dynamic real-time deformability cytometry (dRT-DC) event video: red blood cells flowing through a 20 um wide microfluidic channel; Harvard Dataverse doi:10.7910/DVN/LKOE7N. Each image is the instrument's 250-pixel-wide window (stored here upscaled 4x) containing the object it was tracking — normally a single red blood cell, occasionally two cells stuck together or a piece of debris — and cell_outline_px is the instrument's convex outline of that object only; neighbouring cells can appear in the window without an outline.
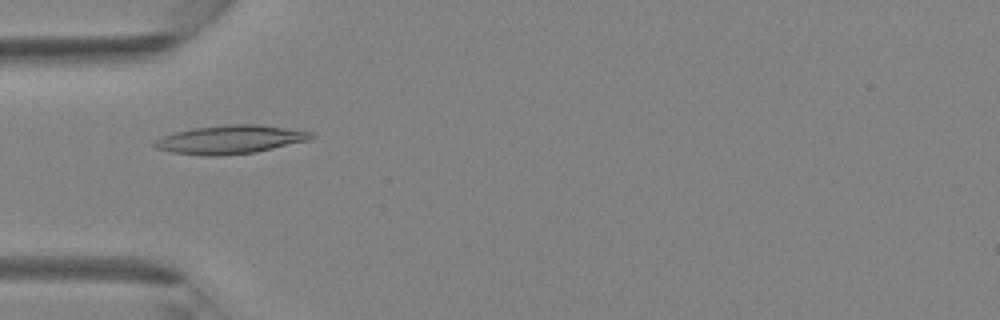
{"species": "Egyptian fruit bat (a non-hibernating species)", "species_latin": "Rousettus aegyptiacus", "temperature_condition": "room temperature", "stored_images_in_passage": 32, "camera_frame_rate_fps": 3000, "um_per_image_px": 0.085, "animal": {"sex": "female"}, "frame": {"image": 1, "passage_image": 3, "time_ms": 0.667, "image_size_px": [1000, 320], "cell_outline_px": [[316, 136], [308, 140], [256, 152], [220, 156], [204, 156], [172, 152], [156, 148], [152, 144], [156, 140], [164, 136], [176, 132], [192, 128], [228, 124], [256, 124], [316, 132]], "centroid_in_image_um": [19.6, 11.86], "position_along_channel_um": 65.4, "area_um2": 26.01}}
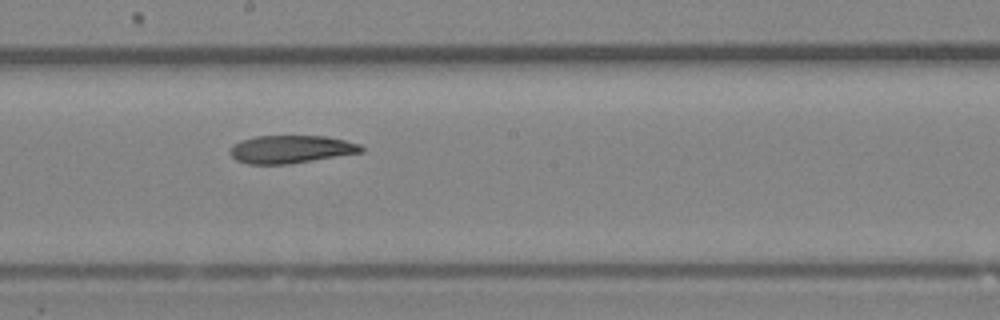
{"frame": {"image": 2, "passage_image": 13, "time_ms": 4.0, "image_size_px": [1000, 320], "cell_outline_px": [[364, 152], [288, 164], [248, 164], [236, 160], [228, 152], [232, 144], [240, 140], [256, 136], [324, 136], [344, 140], [360, 144], [364, 148]], "centroid_in_image_um": [24.7, 12.68], "position_along_channel_um": 223.5, "area_um2": 21.39}}
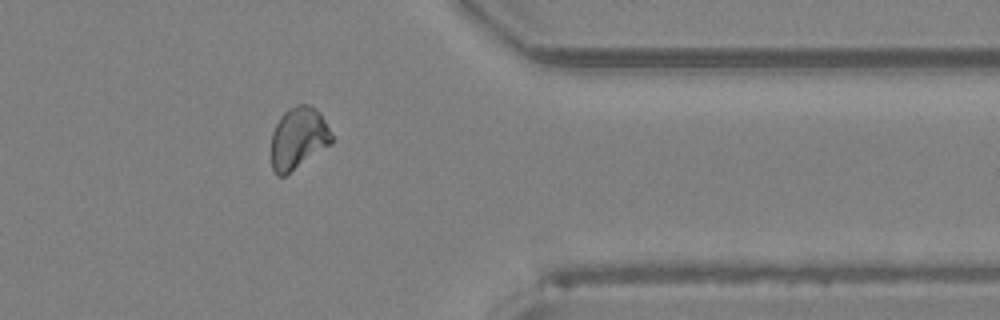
{"frame": {"image": 3, "passage_image": 24, "time_ms": 7.667, "image_size_px": [1000, 320], "cell_outline_px": [[332, 144], [284, 176], [276, 176], [272, 168], [272, 132], [280, 116], [288, 108], [296, 104], [308, 104], [320, 112], [332, 136]], "centroid_in_image_um": [25.35, 11.74], "position_along_channel_um": 386.1, "area_um2": 21.73}}